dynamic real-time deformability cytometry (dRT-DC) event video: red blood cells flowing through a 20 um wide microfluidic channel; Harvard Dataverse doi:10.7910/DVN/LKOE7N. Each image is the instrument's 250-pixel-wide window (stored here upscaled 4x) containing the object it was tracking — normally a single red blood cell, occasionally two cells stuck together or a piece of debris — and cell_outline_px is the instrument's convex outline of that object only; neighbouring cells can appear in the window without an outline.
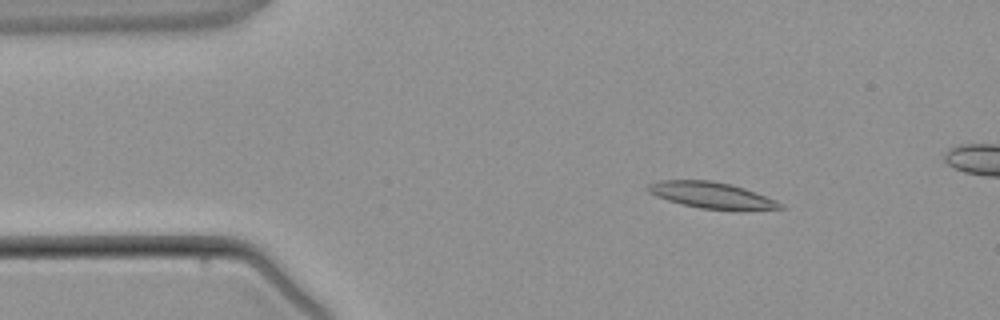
{"species": "common noctule bat (a hibernating species)", "species_latin": "Nyctalus noctula", "temperature_condition": "warm", "stored_images_in_passage": 4, "camera_frame_rate_fps": 3000, "um_per_image_px": 0.085, "animal": {"sex": "male", "body_mass_g": 21.5, "forearm_length_mm": 52.0}, "frame": {"image": 1, "passage_image": 2, "time_ms": 1.333, "image_size_px": [1000, 320], "cell_outline_px": [[788, 208], [740, 212], [736, 212], [700, 208], [668, 200], [656, 196], [648, 192], [644, 188], [648, 184], [660, 180], [712, 180], [732, 184], [744, 188], [776, 200], [784, 204]], "centroid_in_image_um": [60.57, 16.62], "position_along_channel_um": 24.4, "area_um2": 20.92}}